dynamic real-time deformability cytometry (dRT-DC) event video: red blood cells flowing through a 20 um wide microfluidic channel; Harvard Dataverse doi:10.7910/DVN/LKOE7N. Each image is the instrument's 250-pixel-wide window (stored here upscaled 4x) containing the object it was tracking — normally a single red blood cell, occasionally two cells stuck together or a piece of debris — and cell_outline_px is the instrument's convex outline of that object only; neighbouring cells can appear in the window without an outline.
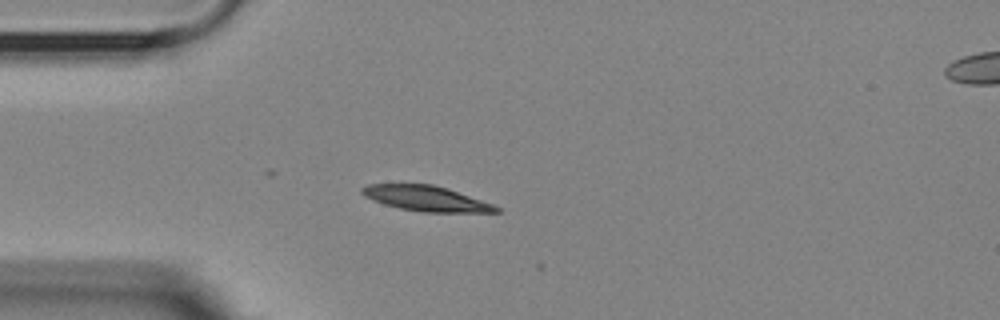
{"species": "Egyptian fruit bat (a non-hibernating species)", "species_latin": "Rousettus aegyptiacus", "temperature_condition": "room temperature", "stored_images_in_passage": 17, "camera_frame_rate_fps": 3000, "um_per_image_px": 0.085, "animal": {"sex": "female"}, "frame": {"image": 1, "passage_image": 14, "time_ms": 4.333, "image_size_px": [1000, 320], "cell_outline_px": [[500, 212], [424, 212], [400, 208], [384, 204], [372, 200], [364, 196], [360, 192], [360, 188], [368, 184], [432, 184], [448, 188], [492, 204], [500, 208]], "centroid_in_image_um": [36.18, 16.86], "position_along_channel_um": 48.8, "area_um2": 19.65}}